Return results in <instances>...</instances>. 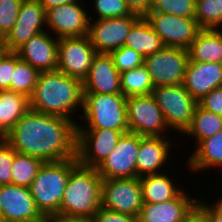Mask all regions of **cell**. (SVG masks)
Here are the masks:
<instances>
[{"label":"cell","mask_w":222,"mask_h":222,"mask_svg":"<svg viewBox=\"0 0 222 222\" xmlns=\"http://www.w3.org/2000/svg\"><path fill=\"white\" fill-rule=\"evenodd\" d=\"M85 4L79 0L46 10V30L58 39L88 35L90 19Z\"/></svg>","instance_id":"cell-12"},{"label":"cell","mask_w":222,"mask_h":222,"mask_svg":"<svg viewBox=\"0 0 222 222\" xmlns=\"http://www.w3.org/2000/svg\"><path fill=\"white\" fill-rule=\"evenodd\" d=\"M23 0H0V29L6 35L16 23Z\"/></svg>","instance_id":"cell-37"},{"label":"cell","mask_w":222,"mask_h":222,"mask_svg":"<svg viewBox=\"0 0 222 222\" xmlns=\"http://www.w3.org/2000/svg\"><path fill=\"white\" fill-rule=\"evenodd\" d=\"M83 100L82 81L57 69L39 73L29 106L35 112L63 117L77 124L83 112Z\"/></svg>","instance_id":"cell-2"},{"label":"cell","mask_w":222,"mask_h":222,"mask_svg":"<svg viewBox=\"0 0 222 222\" xmlns=\"http://www.w3.org/2000/svg\"><path fill=\"white\" fill-rule=\"evenodd\" d=\"M57 222H92L91 219L57 218Z\"/></svg>","instance_id":"cell-45"},{"label":"cell","mask_w":222,"mask_h":222,"mask_svg":"<svg viewBox=\"0 0 222 222\" xmlns=\"http://www.w3.org/2000/svg\"><path fill=\"white\" fill-rule=\"evenodd\" d=\"M132 13L144 16L147 12L150 0H124Z\"/></svg>","instance_id":"cell-42"},{"label":"cell","mask_w":222,"mask_h":222,"mask_svg":"<svg viewBox=\"0 0 222 222\" xmlns=\"http://www.w3.org/2000/svg\"><path fill=\"white\" fill-rule=\"evenodd\" d=\"M39 73L29 63L20 60L13 72L9 90L30 98L37 84Z\"/></svg>","instance_id":"cell-32"},{"label":"cell","mask_w":222,"mask_h":222,"mask_svg":"<svg viewBox=\"0 0 222 222\" xmlns=\"http://www.w3.org/2000/svg\"><path fill=\"white\" fill-rule=\"evenodd\" d=\"M196 0H150V5L143 16L148 18L155 13H165L185 18L195 17Z\"/></svg>","instance_id":"cell-33"},{"label":"cell","mask_w":222,"mask_h":222,"mask_svg":"<svg viewBox=\"0 0 222 222\" xmlns=\"http://www.w3.org/2000/svg\"><path fill=\"white\" fill-rule=\"evenodd\" d=\"M121 90L125 97L150 95L154 89L151 76L143 64L120 73Z\"/></svg>","instance_id":"cell-29"},{"label":"cell","mask_w":222,"mask_h":222,"mask_svg":"<svg viewBox=\"0 0 222 222\" xmlns=\"http://www.w3.org/2000/svg\"><path fill=\"white\" fill-rule=\"evenodd\" d=\"M4 140L18 153L54 162L76 157L77 124L28 110Z\"/></svg>","instance_id":"cell-1"},{"label":"cell","mask_w":222,"mask_h":222,"mask_svg":"<svg viewBox=\"0 0 222 222\" xmlns=\"http://www.w3.org/2000/svg\"><path fill=\"white\" fill-rule=\"evenodd\" d=\"M0 222H2V213H1V210H0Z\"/></svg>","instance_id":"cell-48"},{"label":"cell","mask_w":222,"mask_h":222,"mask_svg":"<svg viewBox=\"0 0 222 222\" xmlns=\"http://www.w3.org/2000/svg\"><path fill=\"white\" fill-rule=\"evenodd\" d=\"M185 222H208V221L197 209H195L193 213L185 220Z\"/></svg>","instance_id":"cell-44"},{"label":"cell","mask_w":222,"mask_h":222,"mask_svg":"<svg viewBox=\"0 0 222 222\" xmlns=\"http://www.w3.org/2000/svg\"><path fill=\"white\" fill-rule=\"evenodd\" d=\"M183 189L174 199L161 203H143L138 222H185L196 209L198 196Z\"/></svg>","instance_id":"cell-19"},{"label":"cell","mask_w":222,"mask_h":222,"mask_svg":"<svg viewBox=\"0 0 222 222\" xmlns=\"http://www.w3.org/2000/svg\"><path fill=\"white\" fill-rule=\"evenodd\" d=\"M110 55L119 73L137 68L144 64V57L126 46L112 51Z\"/></svg>","instance_id":"cell-35"},{"label":"cell","mask_w":222,"mask_h":222,"mask_svg":"<svg viewBox=\"0 0 222 222\" xmlns=\"http://www.w3.org/2000/svg\"><path fill=\"white\" fill-rule=\"evenodd\" d=\"M43 163L39 158L15 152L11 184L29 188Z\"/></svg>","instance_id":"cell-30"},{"label":"cell","mask_w":222,"mask_h":222,"mask_svg":"<svg viewBox=\"0 0 222 222\" xmlns=\"http://www.w3.org/2000/svg\"><path fill=\"white\" fill-rule=\"evenodd\" d=\"M28 222H57V217L55 216H41L39 219L28 221Z\"/></svg>","instance_id":"cell-46"},{"label":"cell","mask_w":222,"mask_h":222,"mask_svg":"<svg viewBox=\"0 0 222 222\" xmlns=\"http://www.w3.org/2000/svg\"><path fill=\"white\" fill-rule=\"evenodd\" d=\"M112 129H77L76 158L78 163L97 168L116 147L123 133Z\"/></svg>","instance_id":"cell-10"},{"label":"cell","mask_w":222,"mask_h":222,"mask_svg":"<svg viewBox=\"0 0 222 222\" xmlns=\"http://www.w3.org/2000/svg\"><path fill=\"white\" fill-rule=\"evenodd\" d=\"M141 136L125 132L116 147L96 168L102 179H121L137 177L136 158Z\"/></svg>","instance_id":"cell-13"},{"label":"cell","mask_w":222,"mask_h":222,"mask_svg":"<svg viewBox=\"0 0 222 222\" xmlns=\"http://www.w3.org/2000/svg\"><path fill=\"white\" fill-rule=\"evenodd\" d=\"M92 4L98 16L94 18L89 15L90 20L125 17L133 14L124 0H93Z\"/></svg>","instance_id":"cell-34"},{"label":"cell","mask_w":222,"mask_h":222,"mask_svg":"<svg viewBox=\"0 0 222 222\" xmlns=\"http://www.w3.org/2000/svg\"><path fill=\"white\" fill-rule=\"evenodd\" d=\"M38 3L45 9L48 10L59 5H64L72 2H77L79 0H37Z\"/></svg>","instance_id":"cell-43"},{"label":"cell","mask_w":222,"mask_h":222,"mask_svg":"<svg viewBox=\"0 0 222 222\" xmlns=\"http://www.w3.org/2000/svg\"><path fill=\"white\" fill-rule=\"evenodd\" d=\"M79 120L77 129L128 131L126 97L123 94H84Z\"/></svg>","instance_id":"cell-5"},{"label":"cell","mask_w":222,"mask_h":222,"mask_svg":"<svg viewBox=\"0 0 222 222\" xmlns=\"http://www.w3.org/2000/svg\"><path fill=\"white\" fill-rule=\"evenodd\" d=\"M124 46L140 53L143 57L154 54L165 47L160 36L143 16L131 27Z\"/></svg>","instance_id":"cell-26"},{"label":"cell","mask_w":222,"mask_h":222,"mask_svg":"<svg viewBox=\"0 0 222 222\" xmlns=\"http://www.w3.org/2000/svg\"><path fill=\"white\" fill-rule=\"evenodd\" d=\"M20 61L14 51H6L0 46V90H9L16 64Z\"/></svg>","instance_id":"cell-36"},{"label":"cell","mask_w":222,"mask_h":222,"mask_svg":"<svg viewBox=\"0 0 222 222\" xmlns=\"http://www.w3.org/2000/svg\"><path fill=\"white\" fill-rule=\"evenodd\" d=\"M213 200V203L207 200L199 199L196 209L206 218L208 222H222V195ZM221 197V198H220Z\"/></svg>","instance_id":"cell-39"},{"label":"cell","mask_w":222,"mask_h":222,"mask_svg":"<svg viewBox=\"0 0 222 222\" xmlns=\"http://www.w3.org/2000/svg\"><path fill=\"white\" fill-rule=\"evenodd\" d=\"M151 95L162 110L172 135L176 132L181 136L192 122L197 102L182 84L154 87Z\"/></svg>","instance_id":"cell-6"},{"label":"cell","mask_w":222,"mask_h":222,"mask_svg":"<svg viewBox=\"0 0 222 222\" xmlns=\"http://www.w3.org/2000/svg\"><path fill=\"white\" fill-rule=\"evenodd\" d=\"M182 85L199 102L214 88L222 86V63L189 61Z\"/></svg>","instance_id":"cell-22"},{"label":"cell","mask_w":222,"mask_h":222,"mask_svg":"<svg viewBox=\"0 0 222 222\" xmlns=\"http://www.w3.org/2000/svg\"><path fill=\"white\" fill-rule=\"evenodd\" d=\"M187 51L190 62L222 63V29H201Z\"/></svg>","instance_id":"cell-24"},{"label":"cell","mask_w":222,"mask_h":222,"mask_svg":"<svg viewBox=\"0 0 222 222\" xmlns=\"http://www.w3.org/2000/svg\"><path fill=\"white\" fill-rule=\"evenodd\" d=\"M140 17L133 13L125 17L90 20L88 37L96 52L110 54L124 46L131 27Z\"/></svg>","instance_id":"cell-14"},{"label":"cell","mask_w":222,"mask_h":222,"mask_svg":"<svg viewBox=\"0 0 222 222\" xmlns=\"http://www.w3.org/2000/svg\"><path fill=\"white\" fill-rule=\"evenodd\" d=\"M197 104L201 108L222 117V86L214 88L209 94L197 102Z\"/></svg>","instance_id":"cell-40"},{"label":"cell","mask_w":222,"mask_h":222,"mask_svg":"<svg viewBox=\"0 0 222 222\" xmlns=\"http://www.w3.org/2000/svg\"><path fill=\"white\" fill-rule=\"evenodd\" d=\"M222 130V117L196 105L190 126L181 135L196 142L195 147L204 139Z\"/></svg>","instance_id":"cell-28"},{"label":"cell","mask_w":222,"mask_h":222,"mask_svg":"<svg viewBox=\"0 0 222 222\" xmlns=\"http://www.w3.org/2000/svg\"><path fill=\"white\" fill-rule=\"evenodd\" d=\"M165 47L188 49L201 30L195 18H185L165 13H155L147 18Z\"/></svg>","instance_id":"cell-15"},{"label":"cell","mask_w":222,"mask_h":222,"mask_svg":"<svg viewBox=\"0 0 222 222\" xmlns=\"http://www.w3.org/2000/svg\"><path fill=\"white\" fill-rule=\"evenodd\" d=\"M0 210L2 222H28L42 216L29 188L14 184L0 186Z\"/></svg>","instance_id":"cell-17"},{"label":"cell","mask_w":222,"mask_h":222,"mask_svg":"<svg viewBox=\"0 0 222 222\" xmlns=\"http://www.w3.org/2000/svg\"><path fill=\"white\" fill-rule=\"evenodd\" d=\"M92 222H138V217L100 208L91 218Z\"/></svg>","instance_id":"cell-41"},{"label":"cell","mask_w":222,"mask_h":222,"mask_svg":"<svg viewBox=\"0 0 222 222\" xmlns=\"http://www.w3.org/2000/svg\"><path fill=\"white\" fill-rule=\"evenodd\" d=\"M126 118L128 131L140 136L169 137L172 132L151 94L126 97Z\"/></svg>","instance_id":"cell-7"},{"label":"cell","mask_w":222,"mask_h":222,"mask_svg":"<svg viewBox=\"0 0 222 222\" xmlns=\"http://www.w3.org/2000/svg\"><path fill=\"white\" fill-rule=\"evenodd\" d=\"M15 150L0 138V186L11 184L12 162Z\"/></svg>","instance_id":"cell-38"},{"label":"cell","mask_w":222,"mask_h":222,"mask_svg":"<svg viewBox=\"0 0 222 222\" xmlns=\"http://www.w3.org/2000/svg\"><path fill=\"white\" fill-rule=\"evenodd\" d=\"M101 207L139 217L143 207L139 177L102 179Z\"/></svg>","instance_id":"cell-8"},{"label":"cell","mask_w":222,"mask_h":222,"mask_svg":"<svg viewBox=\"0 0 222 222\" xmlns=\"http://www.w3.org/2000/svg\"><path fill=\"white\" fill-rule=\"evenodd\" d=\"M43 31H46V10L37 0H23L16 23L5 35L2 47L15 52L31 37Z\"/></svg>","instance_id":"cell-16"},{"label":"cell","mask_w":222,"mask_h":222,"mask_svg":"<svg viewBox=\"0 0 222 222\" xmlns=\"http://www.w3.org/2000/svg\"><path fill=\"white\" fill-rule=\"evenodd\" d=\"M188 63V51L177 47H164L144 57L154 87L181 85Z\"/></svg>","instance_id":"cell-9"},{"label":"cell","mask_w":222,"mask_h":222,"mask_svg":"<svg viewBox=\"0 0 222 222\" xmlns=\"http://www.w3.org/2000/svg\"><path fill=\"white\" fill-rule=\"evenodd\" d=\"M78 164L77 158L44 162L29 187L38 211L43 216L60 218V205L70 171Z\"/></svg>","instance_id":"cell-4"},{"label":"cell","mask_w":222,"mask_h":222,"mask_svg":"<svg viewBox=\"0 0 222 222\" xmlns=\"http://www.w3.org/2000/svg\"><path fill=\"white\" fill-rule=\"evenodd\" d=\"M171 138V136L168 138L162 136H141L136 158L137 177L162 173L164 172L163 170L167 171L164 167L168 166L167 163L169 161L173 160L170 154L174 149L172 147L174 139L172 140Z\"/></svg>","instance_id":"cell-18"},{"label":"cell","mask_w":222,"mask_h":222,"mask_svg":"<svg viewBox=\"0 0 222 222\" xmlns=\"http://www.w3.org/2000/svg\"><path fill=\"white\" fill-rule=\"evenodd\" d=\"M187 159L186 168L193 174L209 172L214 168L222 169V130L207 139L202 140ZM213 167V168H212Z\"/></svg>","instance_id":"cell-23"},{"label":"cell","mask_w":222,"mask_h":222,"mask_svg":"<svg viewBox=\"0 0 222 222\" xmlns=\"http://www.w3.org/2000/svg\"><path fill=\"white\" fill-rule=\"evenodd\" d=\"M139 179L142 188L143 203L154 204L166 202L174 199L183 189L186 190L184 187L181 188L180 182L177 183L174 178L172 180V176H169L168 171L144 175L139 177Z\"/></svg>","instance_id":"cell-25"},{"label":"cell","mask_w":222,"mask_h":222,"mask_svg":"<svg viewBox=\"0 0 222 222\" xmlns=\"http://www.w3.org/2000/svg\"><path fill=\"white\" fill-rule=\"evenodd\" d=\"M15 52L39 72L57 70L58 38L47 30L31 37Z\"/></svg>","instance_id":"cell-20"},{"label":"cell","mask_w":222,"mask_h":222,"mask_svg":"<svg viewBox=\"0 0 222 222\" xmlns=\"http://www.w3.org/2000/svg\"><path fill=\"white\" fill-rule=\"evenodd\" d=\"M102 177L96 168L77 164L60 205V218L90 219L101 208Z\"/></svg>","instance_id":"cell-3"},{"label":"cell","mask_w":222,"mask_h":222,"mask_svg":"<svg viewBox=\"0 0 222 222\" xmlns=\"http://www.w3.org/2000/svg\"><path fill=\"white\" fill-rule=\"evenodd\" d=\"M194 18L201 29H222V0H196Z\"/></svg>","instance_id":"cell-31"},{"label":"cell","mask_w":222,"mask_h":222,"mask_svg":"<svg viewBox=\"0 0 222 222\" xmlns=\"http://www.w3.org/2000/svg\"><path fill=\"white\" fill-rule=\"evenodd\" d=\"M29 109V98L25 95L0 90V138H4Z\"/></svg>","instance_id":"cell-27"},{"label":"cell","mask_w":222,"mask_h":222,"mask_svg":"<svg viewBox=\"0 0 222 222\" xmlns=\"http://www.w3.org/2000/svg\"><path fill=\"white\" fill-rule=\"evenodd\" d=\"M84 94H122L120 73L110 54L97 53L82 82Z\"/></svg>","instance_id":"cell-21"},{"label":"cell","mask_w":222,"mask_h":222,"mask_svg":"<svg viewBox=\"0 0 222 222\" xmlns=\"http://www.w3.org/2000/svg\"><path fill=\"white\" fill-rule=\"evenodd\" d=\"M96 54L88 35L59 38L57 69L83 82Z\"/></svg>","instance_id":"cell-11"},{"label":"cell","mask_w":222,"mask_h":222,"mask_svg":"<svg viewBox=\"0 0 222 222\" xmlns=\"http://www.w3.org/2000/svg\"><path fill=\"white\" fill-rule=\"evenodd\" d=\"M4 40H5V35L3 34V32H2L1 29H0V46L3 45Z\"/></svg>","instance_id":"cell-47"}]
</instances>
